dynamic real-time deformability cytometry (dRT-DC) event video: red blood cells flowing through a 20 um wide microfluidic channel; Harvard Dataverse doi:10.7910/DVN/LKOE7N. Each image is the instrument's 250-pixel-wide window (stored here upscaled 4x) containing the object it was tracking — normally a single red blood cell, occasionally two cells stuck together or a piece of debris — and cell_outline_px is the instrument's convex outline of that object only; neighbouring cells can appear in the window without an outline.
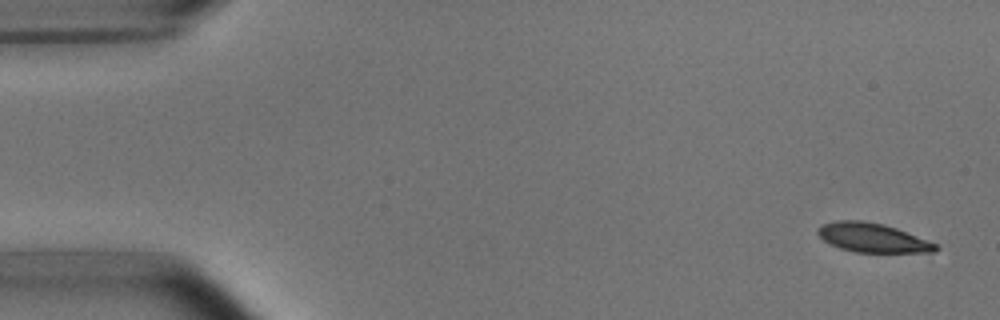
{"species": "common noctule bat (a hibernating species)", "species_latin": "Nyctalus noctula", "temperature_condition": "room temperature", "stored_images_in_passage": 8, "camera_frame_rate_fps": 3000, "um_per_image_px": 0.085, "animal": {"sex": "male", "body_mass_g": 15.6}, "frame": {"image": 1, "passage_image": 1, "time_ms": 0.0, "image_size_px": [1000, 320], "cell_outline_px": [[940, 248], [932, 252], [856, 252], [840, 248], [824, 240], [816, 232], [824, 224], [836, 220], [864, 220], [884, 224], [896, 228], [936, 244]], "centroid_in_image_um": [74.16, 20.2], "position_along_channel_um": 10.8, "area_um2": 19.65}}
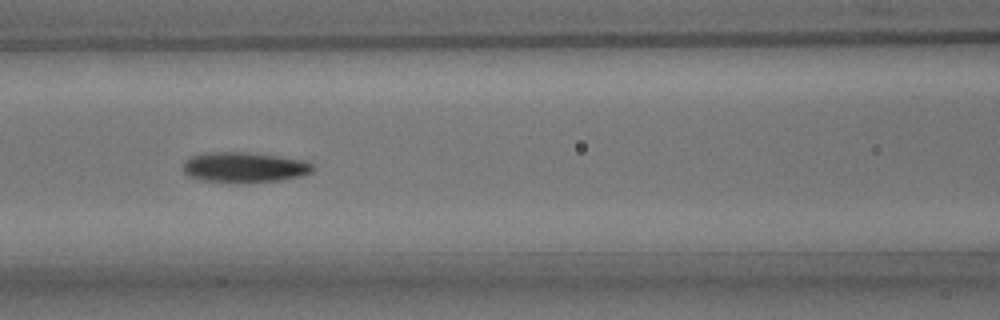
{"frame": {"image": 2, "passage_image": 7, "time_ms": 7.0, "image_size_px": [1000, 320], "cell_outline_px": [[316, 168], [312, 172], [300, 176], [280, 180], [200, 180], [188, 176], [184, 172], [184, 160], [192, 156], [212, 152], [248, 152], [304, 160], [312, 164]], "centroid_in_image_um": [20.79, 14.18], "position_along_channel_um": 145.8, "area_um2": 22.02}}
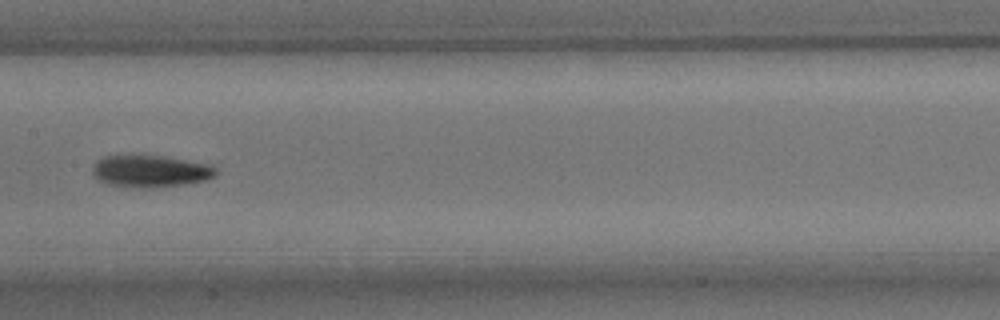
{"frame": {"image": 3, "passage_image": 8, "time_ms": 8.333, "image_size_px": [1000, 320], "cell_outline_px": [[216, 176], [204, 180], [184, 184], [144, 188], [140, 188], [108, 184], [92, 176], [92, 168], [96, 160], [104, 156], [164, 156], [212, 164], [216, 168]], "centroid_in_image_um": [12.79, 14.54], "position_along_channel_um": 194.6, "area_um2": 22.95}}